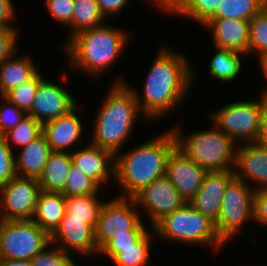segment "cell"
Instances as JSON below:
<instances>
[{
  "label": "cell",
  "mask_w": 267,
  "mask_h": 266,
  "mask_svg": "<svg viewBox=\"0 0 267 266\" xmlns=\"http://www.w3.org/2000/svg\"><path fill=\"white\" fill-rule=\"evenodd\" d=\"M162 45L150 64L142 90L139 92L128 84L136 96L141 117L148 123L163 120L182 106L189 92L194 90L197 77L187 54Z\"/></svg>",
  "instance_id": "cell-1"
},
{
  "label": "cell",
  "mask_w": 267,
  "mask_h": 266,
  "mask_svg": "<svg viewBox=\"0 0 267 266\" xmlns=\"http://www.w3.org/2000/svg\"><path fill=\"white\" fill-rule=\"evenodd\" d=\"M166 129L153 139L115 155L114 183L120 189L117 197L133 198L145 186L165 176L168 157L177 146L173 129Z\"/></svg>",
  "instance_id": "cell-2"
},
{
  "label": "cell",
  "mask_w": 267,
  "mask_h": 266,
  "mask_svg": "<svg viewBox=\"0 0 267 266\" xmlns=\"http://www.w3.org/2000/svg\"><path fill=\"white\" fill-rule=\"evenodd\" d=\"M121 75V76H120ZM110 84L108 93L94 115L89 142L116 155L123 150L135 131L141 112L136 96L120 74ZM134 129V130H133ZM91 137V139H90Z\"/></svg>",
  "instance_id": "cell-3"
},
{
  "label": "cell",
  "mask_w": 267,
  "mask_h": 266,
  "mask_svg": "<svg viewBox=\"0 0 267 266\" xmlns=\"http://www.w3.org/2000/svg\"><path fill=\"white\" fill-rule=\"evenodd\" d=\"M108 23L76 34L62 47L71 70L86 73L85 76L88 74L93 80L98 77L100 80L111 72L122 52L128 48L131 35L129 31Z\"/></svg>",
  "instance_id": "cell-4"
},
{
  "label": "cell",
  "mask_w": 267,
  "mask_h": 266,
  "mask_svg": "<svg viewBox=\"0 0 267 266\" xmlns=\"http://www.w3.org/2000/svg\"><path fill=\"white\" fill-rule=\"evenodd\" d=\"M153 229L156 238L165 241L166 244L168 241L178 246H207L213 249L215 254L226 245L217 234L215 222L197 211L189 202L164 216Z\"/></svg>",
  "instance_id": "cell-5"
},
{
  "label": "cell",
  "mask_w": 267,
  "mask_h": 266,
  "mask_svg": "<svg viewBox=\"0 0 267 266\" xmlns=\"http://www.w3.org/2000/svg\"><path fill=\"white\" fill-rule=\"evenodd\" d=\"M212 126L214 128L192 131L190 134H184L179 124L171 128L177 146L207 172L234 171L238 144L215 125Z\"/></svg>",
  "instance_id": "cell-6"
},
{
  "label": "cell",
  "mask_w": 267,
  "mask_h": 266,
  "mask_svg": "<svg viewBox=\"0 0 267 266\" xmlns=\"http://www.w3.org/2000/svg\"><path fill=\"white\" fill-rule=\"evenodd\" d=\"M254 100L233 101L209 113L210 123L238 145L255 143L260 134L261 112L267 101L261 94Z\"/></svg>",
  "instance_id": "cell-7"
},
{
  "label": "cell",
  "mask_w": 267,
  "mask_h": 266,
  "mask_svg": "<svg viewBox=\"0 0 267 266\" xmlns=\"http://www.w3.org/2000/svg\"><path fill=\"white\" fill-rule=\"evenodd\" d=\"M102 205L95 228V241L100 251L114 237L142 235L148 228L133 198L114 197Z\"/></svg>",
  "instance_id": "cell-8"
},
{
  "label": "cell",
  "mask_w": 267,
  "mask_h": 266,
  "mask_svg": "<svg viewBox=\"0 0 267 266\" xmlns=\"http://www.w3.org/2000/svg\"><path fill=\"white\" fill-rule=\"evenodd\" d=\"M254 192V188L236 177L227 186L215 222L217 234L226 245L242 234L247 222L253 221Z\"/></svg>",
  "instance_id": "cell-9"
},
{
  "label": "cell",
  "mask_w": 267,
  "mask_h": 266,
  "mask_svg": "<svg viewBox=\"0 0 267 266\" xmlns=\"http://www.w3.org/2000/svg\"><path fill=\"white\" fill-rule=\"evenodd\" d=\"M50 245V235L33 220H0V259L31 260Z\"/></svg>",
  "instance_id": "cell-10"
},
{
  "label": "cell",
  "mask_w": 267,
  "mask_h": 266,
  "mask_svg": "<svg viewBox=\"0 0 267 266\" xmlns=\"http://www.w3.org/2000/svg\"><path fill=\"white\" fill-rule=\"evenodd\" d=\"M40 192L37 178L15 176L0 187V218L32 220Z\"/></svg>",
  "instance_id": "cell-11"
},
{
  "label": "cell",
  "mask_w": 267,
  "mask_h": 266,
  "mask_svg": "<svg viewBox=\"0 0 267 266\" xmlns=\"http://www.w3.org/2000/svg\"><path fill=\"white\" fill-rule=\"evenodd\" d=\"M133 199L141 208L139 210L143 211L142 215L147 217L143 219L145 222L148 220L150 227L186 203L166 176L145 186Z\"/></svg>",
  "instance_id": "cell-12"
},
{
  "label": "cell",
  "mask_w": 267,
  "mask_h": 266,
  "mask_svg": "<svg viewBox=\"0 0 267 266\" xmlns=\"http://www.w3.org/2000/svg\"><path fill=\"white\" fill-rule=\"evenodd\" d=\"M55 81L43 79L36 93L30 112L27 114L42 125L71 112L78 106L74 93Z\"/></svg>",
  "instance_id": "cell-13"
},
{
  "label": "cell",
  "mask_w": 267,
  "mask_h": 266,
  "mask_svg": "<svg viewBox=\"0 0 267 266\" xmlns=\"http://www.w3.org/2000/svg\"><path fill=\"white\" fill-rule=\"evenodd\" d=\"M50 244L73 255L86 259L98 257L95 230L86 223V219L62 218L59 226L50 235ZM79 254V255H78Z\"/></svg>",
  "instance_id": "cell-14"
},
{
  "label": "cell",
  "mask_w": 267,
  "mask_h": 266,
  "mask_svg": "<svg viewBox=\"0 0 267 266\" xmlns=\"http://www.w3.org/2000/svg\"><path fill=\"white\" fill-rule=\"evenodd\" d=\"M207 171L191 160L178 146L170 153L165 176L186 202L198 192Z\"/></svg>",
  "instance_id": "cell-15"
},
{
  "label": "cell",
  "mask_w": 267,
  "mask_h": 266,
  "mask_svg": "<svg viewBox=\"0 0 267 266\" xmlns=\"http://www.w3.org/2000/svg\"><path fill=\"white\" fill-rule=\"evenodd\" d=\"M78 109L80 111L79 106L68 114L43 124V135L51 151L71 153L81 147L82 136L87 126L84 125V121H81L82 117L79 116Z\"/></svg>",
  "instance_id": "cell-16"
},
{
  "label": "cell",
  "mask_w": 267,
  "mask_h": 266,
  "mask_svg": "<svg viewBox=\"0 0 267 266\" xmlns=\"http://www.w3.org/2000/svg\"><path fill=\"white\" fill-rule=\"evenodd\" d=\"M71 158L72 163L102 189L109 182H115V155L112 152L89 142L71 152Z\"/></svg>",
  "instance_id": "cell-17"
},
{
  "label": "cell",
  "mask_w": 267,
  "mask_h": 266,
  "mask_svg": "<svg viewBox=\"0 0 267 266\" xmlns=\"http://www.w3.org/2000/svg\"><path fill=\"white\" fill-rule=\"evenodd\" d=\"M234 172L238 180L254 190L267 189V149L256 142L239 144Z\"/></svg>",
  "instance_id": "cell-18"
},
{
  "label": "cell",
  "mask_w": 267,
  "mask_h": 266,
  "mask_svg": "<svg viewBox=\"0 0 267 266\" xmlns=\"http://www.w3.org/2000/svg\"><path fill=\"white\" fill-rule=\"evenodd\" d=\"M235 178L234 171L207 172L202 186L189 202L197 211L216 222L223 195L229 183Z\"/></svg>",
  "instance_id": "cell-19"
},
{
  "label": "cell",
  "mask_w": 267,
  "mask_h": 266,
  "mask_svg": "<svg viewBox=\"0 0 267 266\" xmlns=\"http://www.w3.org/2000/svg\"><path fill=\"white\" fill-rule=\"evenodd\" d=\"M212 34L213 46L239 51L249 58L250 25L248 20L210 19L202 28Z\"/></svg>",
  "instance_id": "cell-20"
},
{
  "label": "cell",
  "mask_w": 267,
  "mask_h": 266,
  "mask_svg": "<svg viewBox=\"0 0 267 266\" xmlns=\"http://www.w3.org/2000/svg\"><path fill=\"white\" fill-rule=\"evenodd\" d=\"M151 5L171 16L193 20L203 26L216 13L222 0H150Z\"/></svg>",
  "instance_id": "cell-21"
},
{
  "label": "cell",
  "mask_w": 267,
  "mask_h": 266,
  "mask_svg": "<svg viewBox=\"0 0 267 266\" xmlns=\"http://www.w3.org/2000/svg\"><path fill=\"white\" fill-rule=\"evenodd\" d=\"M16 51L0 65V96L30 80L39 70L33 56Z\"/></svg>",
  "instance_id": "cell-22"
},
{
  "label": "cell",
  "mask_w": 267,
  "mask_h": 266,
  "mask_svg": "<svg viewBox=\"0 0 267 266\" xmlns=\"http://www.w3.org/2000/svg\"><path fill=\"white\" fill-rule=\"evenodd\" d=\"M15 152L17 176L38 178L52 152L45 136L42 134L33 142Z\"/></svg>",
  "instance_id": "cell-23"
},
{
  "label": "cell",
  "mask_w": 267,
  "mask_h": 266,
  "mask_svg": "<svg viewBox=\"0 0 267 266\" xmlns=\"http://www.w3.org/2000/svg\"><path fill=\"white\" fill-rule=\"evenodd\" d=\"M66 212V200L61 193H39L33 221L49 235L59 226Z\"/></svg>",
  "instance_id": "cell-24"
},
{
  "label": "cell",
  "mask_w": 267,
  "mask_h": 266,
  "mask_svg": "<svg viewBox=\"0 0 267 266\" xmlns=\"http://www.w3.org/2000/svg\"><path fill=\"white\" fill-rule=\"evenodd\" d=\"M71 165V153L52 151L42 173L37 178L41 191L61 193Z\"/></svg>",
  "instance_id": "cell-25"
},
{
  "label": "cell",
  "mask_w": 267,
  "mask_h": 266,
  "mask_svg": "<svg viewBox=\"0 0 267 266\" xmlns=\"http://www.w3.org/2000/svg\"><path fill=\"white\" fill-rule=\"evenodd\" d=\"M213 47L215 54L211 56L212 58L209 59L210 61L207 65L209 74L221 81V83H233L242 72V58L248 55L239 51Z\"/></svg>",
  "instance_id": "cell-26"
},
{
  "label": "cell",
  "mask_w": 267,
  "mask_h": 266,
  "mask_svg": "<svg viewBox=\"0 0 267 266\" xmlns=\"http://www.w3.org/2000/svg\"><path fill=\"white\" fill-rule=\"evenodd\" d=\"M153 238H156V234L153 227L149 226V229L131 246L119 248V253L111 260L112 264H115L114 266H148L153 257L151 253Z\"/></svg>",
  "instance_id": "cell-27"
},
{
  "label": "cell",
  "mask_w": 267,
  "mask_h": 266,
  "mask_svg": "<svg viewBox=\"0 0 267 266\" xmlns=\"http://www.w3.org/2000/svg\"><path fill=\"white\" fill-rule=\"evenodd\" d=\"M107 20L101 14L96 0H74V13L71 24L67 27L68 35L63 46L76 34L101 26Z\"/></svg>",
  "instance_id": "cell-28"
},
{
  "label": "cell",
  "mask_w": 267,
  "mask_h": 266,
  "mask_svg": "<svg viewBox=\"0 0 267 266\" xmlns=\"http://www.w3.org/2000/svg\"><path fill=\"white\" fill-rule=\"evenodd\" d=\"M97 195L100 196L93 194L65 197L66 212L63 218L86 219V223L95 230L100 210L105 203Z\"/></svg>",
  "instance_id": "cell-29"
},
{
  "label": "cell",
  "mask_w": 267,
  "mask_h": 266,
  "mask_svg": "<svg viewBox=\"0 0 267 266\" xmlns=\"http://www.w3.org/2000/svg\"><path fill=\"white\" fill-rule=\"evenodd\" d=\"M265 6L267 0H222L211 19H241L250 21Z\"/></svg>",
  "instance_id": "cell-30"
},
{
  "label": "cell",
  "mask_w": 267,
  "mask_h": 266,
  "mask_svg": "<svg viewBox=\"0 0 267 266\" xmlns=\"http://www.w3.org/2000/svg\"><path fill=\"white\" fill-rule=\"evenodd\" d=\"M42 134L43 125L33 117L27 115L18 125L3 134L2 137L12 150H15L16 147L19 150L36 140Z\"/></svg>",
  "instance_id": "cell-31"
},
{
  "label": "cell",
  "mask_w": 267,
  "mask_h": 266,
  "mask_svg": "<svg viewBox=\"0 0 267 266\" xmlns=\"http://www.w3.org/2000/svg\"><path fill=\"white\" fill-rule=\"evenodd\" d=\"M249 25V56H258L260 61L267 56V6L249 21Z\"/></svg>",
  "instance_id": "cell-32"
},
{
  "label": "cell",
  "mask_w": 267,
  "mask_h": 266,
  "mask_svg": "<svg viewBox=\"0 0 267 266\" xmlns=\"http://www.w3.org/2000/svg\"><path fill=\"white\" fill-rule=\"evenodd\" d=\"M102 188L90 177L73 163L69 169L68 177L65 182V187L61 194L64 197L68 196H84L101 194Z\"/></svg>",
  "instance_id": "cell-33"
},
{
  "label": "cell",
  "mask_w": 267,
  "mask_h": 266,
  "mask_svg": "<svg viewBox=\"0 0 267 266\" xmlns=\"http://www.w3.org/2000/svg\"><path fill=\"white\" fill-rule=\"evenodd\" d=\"M46 78L39 70L30 80L8 91L4 97L28 114L36 97L40 82Z\"/></svg>",
  "instance_id": "cell-34"
},
{
  "label": "cell",
  "mask_w": 267,
  "mask_h": 266,
  "mask_svg": "<svg viewBox=\"0 0 267 266\" xmlns=\"http://www.w3.org/2000/svg\"><path fill=\"white\" fill-rule=\"evenodd\" d=\"M73 258L72 254L50 244L42 252L37 253L31 262L33 266H77L76 258Z\"/></svg>",
  "instance_id": "cell-35"
},
{
  "label": "cell",
  "mask_w": 267,
  "mask_h": 266,
  "mask_svg": "<svg viewBox=\"0 0 267 266\" xmlns=\"http://www.w3.org/2000/svg\"><path fill=\"white\" fill-rule=\"evenodd\" d=\"M0 101V136H2L18 125L27 114L4 96H0Z\"/></svg>",
  "instance_id": "cell-36"
},
{
  "label": "cell",
  "mask_w": 267,
  "mask_h": 266,
  "mask_svg": "<svg viewBox=\"0 0 267 266\" xmlns=\"http://www.w3.org/2000/svg\"><path fill=\"white\" fill-rule=\"evenodd\" d=\"M44 4L56 24L68 27L74 13V0H44Z\"/></svg>",
  "instance_id": "cell-37"
},
{
  "label": "cell",
  "mask_w": 267,
  "mask_h": 266,
  "mask_svg": "<svg viewBox=\"0 0 267 266\" xmlns=\"http://www.w3.org/2000/svg\"><path fill=\"white\" fill-rule=\"evenodd\" d=\"M17 176L15 168V150L0 136V187Z\"/></svg>",
  "instance_id": "cell-38"
},
{
  "label": "cell",
  "mask_w": 267,
  "mask_h": 266,
  "mask_svg": "<svg viewBox=\"0 0 267 266\" xmlns=\"http://www.w3.org/2000/svg\"><path fill=\"white\" fill-rule=\"evenodd\" d=\"M17 28H0V65L9 57H11L17 50L18 35Z\"/></svg>",
  "instance_id": "cell-39"
},
{
  "label": "cell",
  "mask_w": 267,
  "mask_h": 266,
  "mask_svg": "<svg viewBox=\"0 0 267 266\" xmlns=\"http://www.w3.org/2000/svg\"><path fill=\"white\" fill-rule=\"evenodd\" d=\"M141 235H121L114 237L100 251L98 256H104L112 260L118 253L119 248L131 246Z\"/></svg>",
  "instance_id": "cell-40"
},
{
  "label": "cell",
  "mask_w": 267,
  "mask_h": 266,
  "mask_svg": "<svg viewBox=\"0 0 267 266\" xmlns=\"http://www.w3.org/2000/svg\"><path fill=\"white\" fill-rule=\"evenodd\" d=\"M253 222L263 226V228L267 226V189L255 190L254 192Z\"/></svg>",
  "instance_id": "cell-41"
},
{
  "label": "cell",
  "mask_w": 267,
  "mask_h": 266,
  "mask_svg": "<svg viewBox=\"0 0 267 266\" xmlns=\"http://www.w3.org/2000/svg\"><path fill=\"white\" fill-rule=\"evenodd\" d=\"M101 14L105 19L121 14L132 0H96ZM114 15V16H113Z\"/></svg>",
  "instance_id": "cell-42"
},
{
  "label": "cell",
  "mask_w": 267,
  "mask_h": 266,
  "mask_svg": "<svg viewBox=\"0 0 267 266\" xmlns=\"http://www.w3.org/2000/svg\"><path fill=\"white\" fill-rule=\"evenodd\" d=\"M15 9L13 0H0V28H16Z\"/></svg>",
  "instance_id": "cell-43"
},
{
  "label": "cell",
  "mask_w": 267,
  "mask_h": 266,
  "mask_svg": "<svg viewBox=\"0 0 267 266\" xmlns=\"http://www.w3.org/2000/svg\"><path fill=\"white\" fill-rule=\"evenodd\" d=\"M256 143L260 147L267 149V101L264 103L261 112L260 134Z\"/></svg>",
  "instance_id": "cell-44"
},
{
  "label": "cell",
  "mask_w": 267,
  "mask_h": 266,
  "mask_svg": "<svg viewBox=\"0 0 267 266\" xmlns=\"http://www.w3.org/2000/svg\"><path fill=\"white\" fill-rule=\"evenodd\" d=\"M0 266H33L31 260L0 259Z\"/></svg>",
  "instance_id": "cell-45"
},
{
  "label": "cell",
  "mask_w": 267,
  "mask_h": 266,
  "mask_svg": "<svg viewBox=\"0 0 267 266\" xmlns=\"http://www.w3.org/2000/svg\"><path fill=\"white\" fill-rule=\"evenodd\" d=\"M260 65V69H261V72H262V75L263 77L265 78V82H267V56L263 57L259 63ZM266 85L264 87H261L263 88L262 91H261V94L265 97V99L267 100V83H265Z\"/></svg>",
  "instance_id": "cell-46"
}]
</instances>
